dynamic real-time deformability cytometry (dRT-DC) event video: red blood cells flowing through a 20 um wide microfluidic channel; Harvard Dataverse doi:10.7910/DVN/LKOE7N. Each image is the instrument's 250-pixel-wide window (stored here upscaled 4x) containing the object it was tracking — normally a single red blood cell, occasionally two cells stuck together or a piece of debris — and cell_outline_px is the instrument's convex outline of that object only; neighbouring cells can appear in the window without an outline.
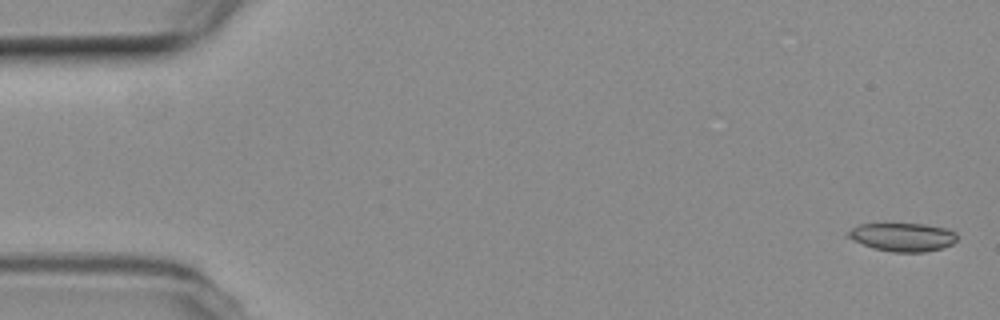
{"species": "common noctule bat (a hibernating species)", "species_latin": "Nyctalus noctula", "temperature_condition": "room temperature", "stored_images_in_passage": 11, "camera_frame_rate_fps": 3000, "um_per_image_px": 0.085, "animal": {"sex": "female", "body_mass_g": 19.3, "forearm_length_mm": 54.1}, "frame": {"image": 1, "passage_image": 1, "time_ms": 0.0, "image_size_px": [1000, 320], "cell_outline_px": [[956, 240], [952, 244], [944, 248], [924, 252], [892, 252], [872, 248], [844, 236], [844, 232], [860, 224], [924, 224], [948, 228], [956, 232]], "centroid_in_image_um": [76.71, 20.15], "position_along_channel_um": 8.3, "area_um2": 18.26}}
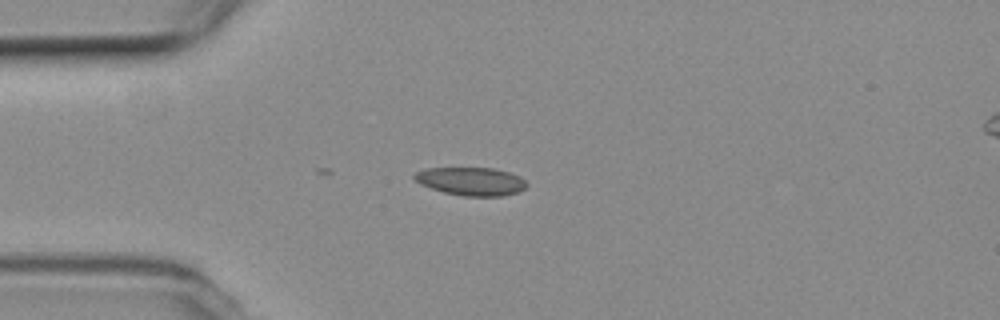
{"frame": {"image": 2, "passage_image": 11, "time_ms": 3.333, "image_size_px": [1000, 320], "cell_outline_px": [[528, 184], [524, 188], [516, 192], [500, 196], [464, 196], [444, 192], [420, 184], [412, 176], [416, 172], [428, 168], [492, 168], [508, 172], [520, 176]], "centroid_in_image_um": [40.03, 15.41], "position_along_channel_um": 45.0, "area_um2": 18.21}}